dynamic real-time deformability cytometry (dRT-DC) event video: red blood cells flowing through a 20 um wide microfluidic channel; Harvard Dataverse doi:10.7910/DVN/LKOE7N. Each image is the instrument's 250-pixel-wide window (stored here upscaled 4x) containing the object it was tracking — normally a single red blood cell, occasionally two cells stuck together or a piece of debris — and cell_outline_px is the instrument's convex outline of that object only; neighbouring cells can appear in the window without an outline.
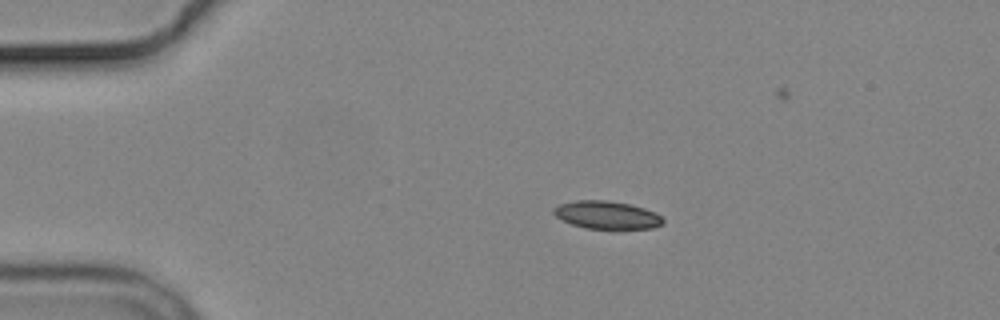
{"species": "common noctule bat (a hibernating species)", "species_latin": "Nyctalus noctula", "temperature_condition": "cold", "stored_images_in_passage": 8, "camera_frame_rate_fps": 3000, "um_per_image_px": 0.085, "animal": {"sex": "male", "body_mass_g": 19.2, "forearm_length_mm": 51.8}, "frame": {"image": 1, "passage_image": 2, "time_ms": 1.667, "image_size_px": [1000, 320], "cell_outline_px": [[664, 224], [652, 228], [616, 232], [612, 232], [584, 228], [572, 224], [556, 216], [552, 212], [552, 208], [560, 204], [576, 200], [608, 200], [628, 204], [644, 208], [656, 212], [664, 220]], "centroid_in_image_um": [51.63, 18.33], "position_along_channel_um": 33.4, "area_um2": 18.67}}
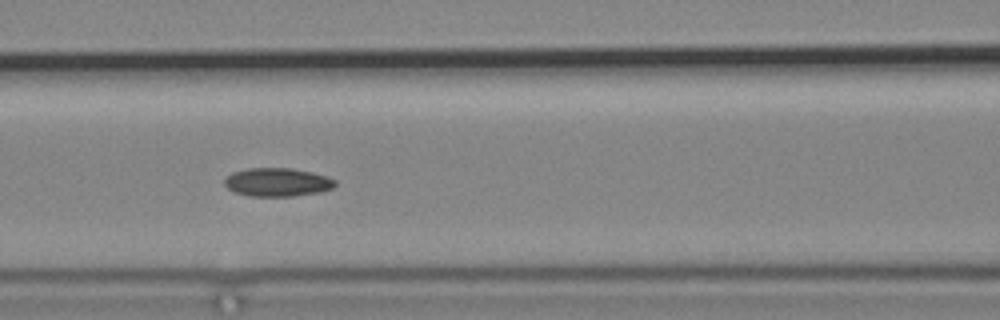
{"frame": {"image": 2, "passage_image": 5, "time_ms": 6.0, "image_size_px": [1000, 320], "cell_outline_px": [[336, 184], [332, 188], [324, 192], [292, 196], [252, 196], [236, 192], [228, 188], [224, 184], [224, 180], [232, 172], [248, 168], [288, 168], [312, 172], [328, 176], [336, 180]], "centroid_in_image_um": [23.62, 15.48], "position_along_channel_um": 143.0, "area_um2": 18.38}}
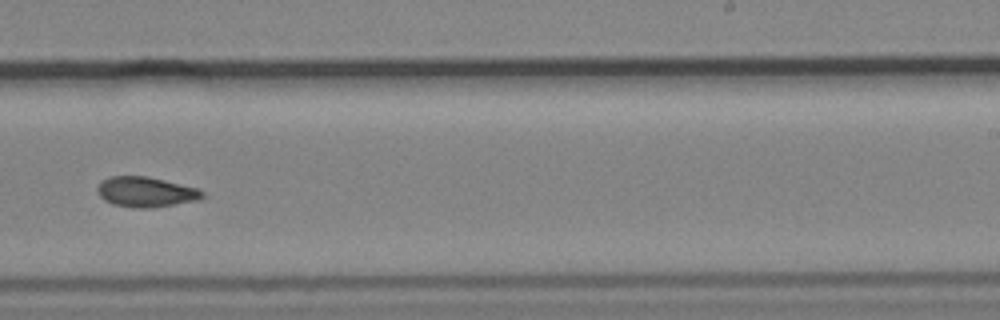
{"frame": {"image": 3, "passage_image": 8, "time_ms": 9.667, "image_size_px": [1000, 320], "cell_outline_px": [[208, 196], [200, 200], [144, 208], [136, 208], [112, 204], [104, 200], [96, 192], [96, 188], [108, 176], [148, 176], [200, 188]], "centroid_in_image_um": [12.44, 16.3], "position_along_channel_um": 276.6, "area_um2": 18.61}}